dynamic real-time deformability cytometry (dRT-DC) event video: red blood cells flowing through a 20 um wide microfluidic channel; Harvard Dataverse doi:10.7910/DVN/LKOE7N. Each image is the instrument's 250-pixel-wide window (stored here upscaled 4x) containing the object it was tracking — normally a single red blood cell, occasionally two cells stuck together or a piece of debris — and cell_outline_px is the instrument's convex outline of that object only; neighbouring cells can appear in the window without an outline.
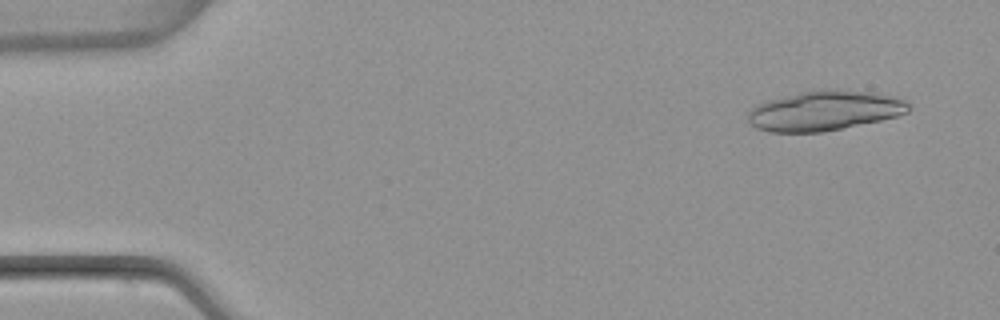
{"species": "common noctule bat (a hibernating species)", "species_latin": "Nyctalus noctula", "temperature_condition": "warm", "stored_images_in_passage": 4, "camera_frame_rate_fps": 3000, "um_per_image_px": 0.085, "animal": {"sex": "female", "body_mass_g": 22.7, "forearm_length_mm": 54.2}, "frame": {"image": 1, "passage_image": 1, "time_ms": 0.0, "image_size_px": [1000, 320], "cell_outline_px": [[912, 108], [908, 112], [896, 116], [880, 120], [824, 132], [768, 132], [756, 128], [748, 120], [748, 112], [756, 104], [764, 100], [800, 92], [820, 88], [876, 92], [896, 96], [908, 100]], "centroid_in_image_um": [70.11, 9.39], "position_along_channel_um": 14.9, "area_um2": 37.92}}